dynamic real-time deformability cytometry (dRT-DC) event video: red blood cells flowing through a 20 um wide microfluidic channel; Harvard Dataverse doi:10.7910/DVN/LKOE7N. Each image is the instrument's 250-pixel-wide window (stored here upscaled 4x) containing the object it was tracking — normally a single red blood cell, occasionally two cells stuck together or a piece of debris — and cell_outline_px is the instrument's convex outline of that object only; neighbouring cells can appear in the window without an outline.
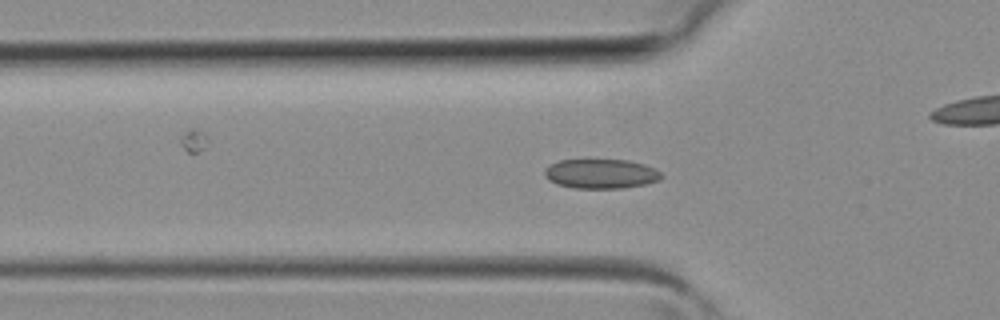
{"species": "common noctule bat (a hibernating species)", "species_latin": "Nyctalus noctula", "temperature_condition": "room temperature", "stored_images_in_passage": 39, "camera_frame_rate_fps": 3000, "um_per_image_px": 0.085, "animal": {"sex": "female", "body_mass_g": 19.3, "forearm_length_mm": 54.1}, "frame": {"image": 1, "passage_image": 12, "time_ms": 3.667, "image_size_px": [1000, 320], "cell_outline_px": [[664, 176], [660, 180], [644, 184], [620, 188], [572, 188], [556, 184], [548, 180], [544, 176], [544, 168], [560, 160], [588, 156], [628, 160], [644, 164], [656, 168]], "centroid_in_image_um": [51.04, 14.71], "position_along_channel_um": 74.8, "area_um2": 21.15}}
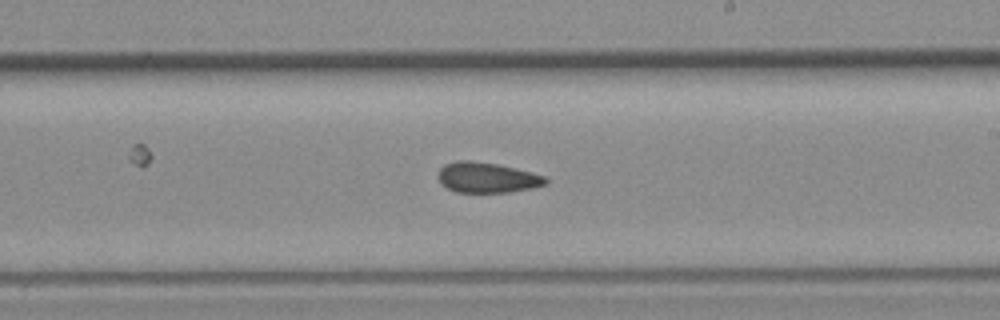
{"frame": {"image": 2, "passage_image": 22, "time_ms": 7.0, "image_size_px": [1000, 320], "cell_outline_px": [[548, 184], [532, 188], [508, 192], [456, 192], [440, 184], [436, 176], [440, 168], [444, 164], [456, 160], [468, 160], [500, 164], [532, 172], [544, 176], [548, 180]], "centroid_in_image_um": [41.37, 15.08], "position_along_channel_um": 247.6, "area_um2": 19.31}}
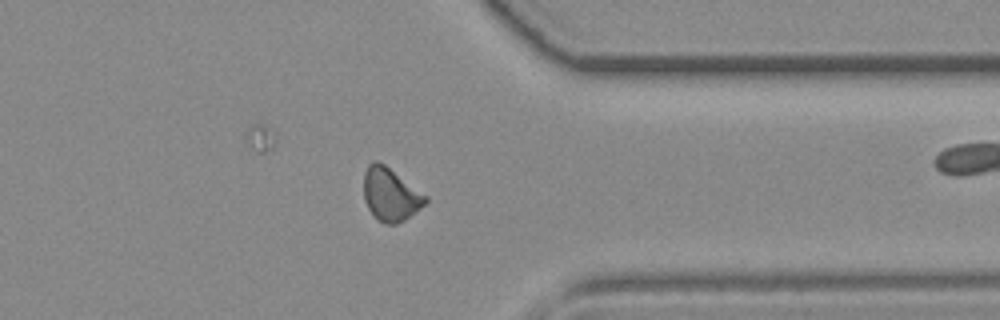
{"frame": {"image": 3, "passage_image": 30, "time_ms": 9.667, "image_size_px": [1000, 320], "cell_outline_px": [[428, 200], [420, 208], [404, 220], [396, 224], [384, 224], [368, 208], [364, 200], [364, 172], [368, 164], [376, 160], [384, 164], [428, 196]], "centroid_in_image_um": [33.19, 16.51], "position_along_channel_um": 378.2, "area_um2": 18.84}}